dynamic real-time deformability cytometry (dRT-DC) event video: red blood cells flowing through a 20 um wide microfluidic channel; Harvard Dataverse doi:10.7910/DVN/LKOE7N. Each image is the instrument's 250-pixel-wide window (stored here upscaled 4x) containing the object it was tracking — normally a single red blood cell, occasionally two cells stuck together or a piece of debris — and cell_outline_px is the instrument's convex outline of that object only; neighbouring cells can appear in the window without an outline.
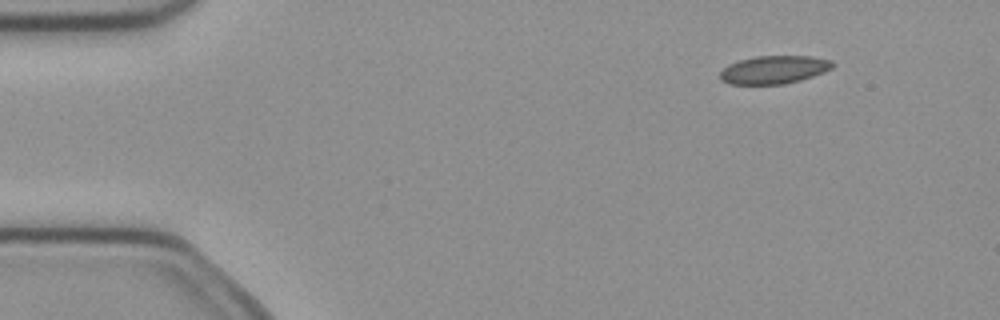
{"species": "common noctule bat (a hibernating species)", "species_latin": "Nyctalus noctula", "temperature_condition": "cold", "stored_images_in_passage": 5, "camera_frame_rate_fps": 3000, "um_per_image_px": 0.085, "animal": {"sex": "female", "body_mass_g": 21.9}, "frame": {"image": 1, "passage_image": 1, "time_ms": 0.0, "image_size_px": [1000, 320], "cell_outline_px": [[836, 64], [832, 68], [824, 72], [800, 80], [784, 84], [728, 84], [720, 80], [720, 72], [728, 64], [740, 60], [756, 56], [812, 56], [832, 60]], "centroid_in_image_um": [65.8, 5.92], "position_along_channel_um": 19.2, "area_um2": 18.5}}
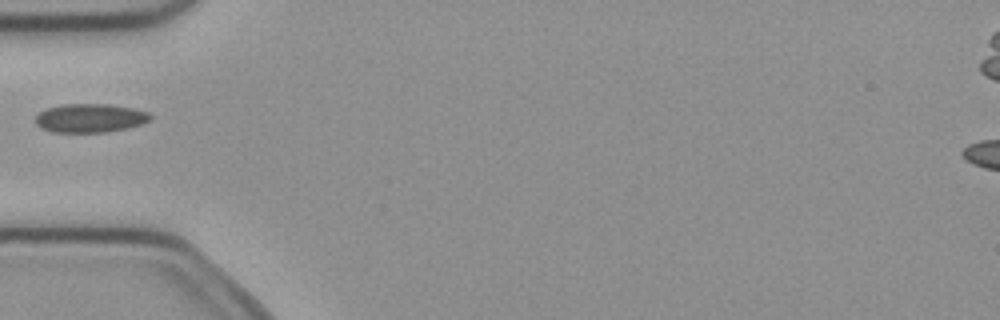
{"frame": {"image": 2, "passage_image": 4, "time_ms": 1.0, "image_size_px": [1000, 320], "cell_outline_px": [[152, 116], [148, 120], [140, 124], [128, 128], [108, 132], [52, 132], [40, 128], [36, 124], [36, 116], [44, 108], [64, 104], [108, 104], [132, 108], [148, 112]], "centroid_in_image_um": [7.62, 10.04], "position_along_channel_um": 77.4, "area_um2": 19.25}}